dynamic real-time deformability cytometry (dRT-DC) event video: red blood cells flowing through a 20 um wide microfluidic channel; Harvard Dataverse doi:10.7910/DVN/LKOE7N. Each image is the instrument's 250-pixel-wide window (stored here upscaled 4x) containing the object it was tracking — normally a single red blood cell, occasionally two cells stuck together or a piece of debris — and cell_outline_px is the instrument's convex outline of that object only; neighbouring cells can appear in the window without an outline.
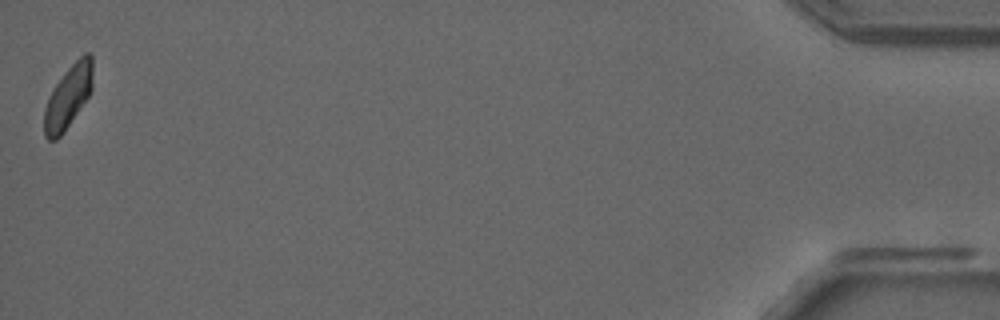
{"species": "common noctule bat (a hibernating species)", "species_latin": "Nyctalus noctula", "temperature_condition": "room temperature", "stored_images_in_passage": 38, "camera_frame_rate_fps": 3000, "um_per_image_px": 0.085, "animal": {"sex": "male", "forearm_length_mm": 52.5}, "frame": {"image": 1, "passage_image": 38, "time_ms": 12.333, "image_size_px": [1000, 320], "cell_outline_px": [[92, 88], [88, 96], [64, 132], [56, 140], [48, 140], [44, 136], [44, 108], [56, 84], [64, 72], [84, 52], [88, 52], [92, 56]], "centroid_in_image_um": [5.79, 8.23], "position_along_channel_um": 429.4, "area_um2": 17.51}, "authors_computed_cell_mechanics": {"area_um2": 18.3515, "velocity_mm_per_s": 3.8403, "shape_relaxation_time_tau1_ms": 8.5779, "shape_relaxation_time_tau2_ms": 3.5725, "deformation_change_tau1": 0.1485, "deformation_change_tau2": 0.0908}}